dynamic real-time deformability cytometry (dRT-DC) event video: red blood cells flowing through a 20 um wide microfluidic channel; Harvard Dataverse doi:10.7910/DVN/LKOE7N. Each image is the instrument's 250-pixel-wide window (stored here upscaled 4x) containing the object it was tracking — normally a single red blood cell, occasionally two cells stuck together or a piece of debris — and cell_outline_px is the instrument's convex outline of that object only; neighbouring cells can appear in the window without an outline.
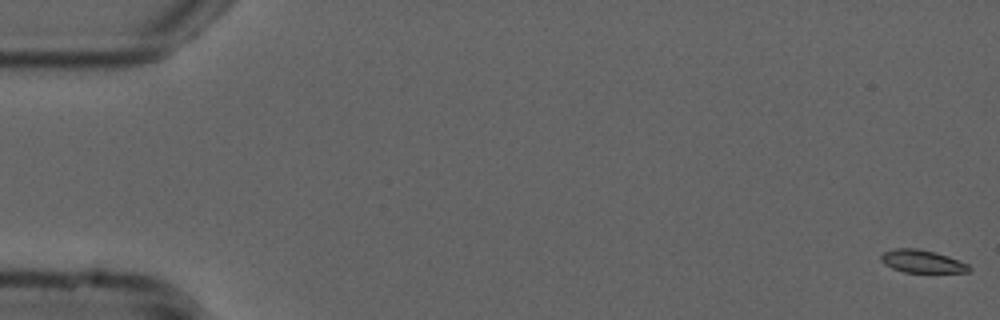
{"species": "common noctule bat (a hibernating species)", "species_latin": "Nyctalus noctula", "temperature_condition": "cold", "stored_images_in_passage": 56, "camera_frame_rate_fps": 3000, "um_per_image_px": 0.085, "animal": {"sex": "male", "forearm_length_mm": 52.5}, "frame": {"image": 1, "passage_image": 1, "time_ms": 0.0, "image_size_px": [1000, 320], "cell_outline_px": [[972, 268], [968, 272], [904, 272], [892, 268], [884, 264], [880, 260], [880, 256], [884, 252], [896, 248], [916, 248], [936, 252], [948, 256], [968, 264]], "centroid_in_image_um": [78.37, 22.21], "position_along_channel_um": 6.6, "area_um2": 11.68}}
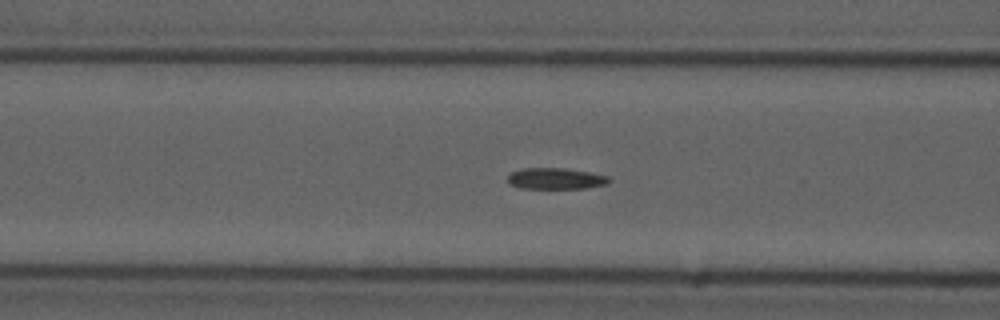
{"frame": {"image": 2, "passage_image": 22, "time_ms": 7.0, "image_size_px": [1000, 320], "cell_outline_px": [[612, 180], [608, 184], [588, 188], [520, 188], [508, 184], [508, 176], [512, 172], [524, 168], [564, 168], [588, 172], [608, 176]], "centroid_in_image_um": [47.25, 15.18], "position_along_channel_um": 119.3, "area_um2": 12.54}}
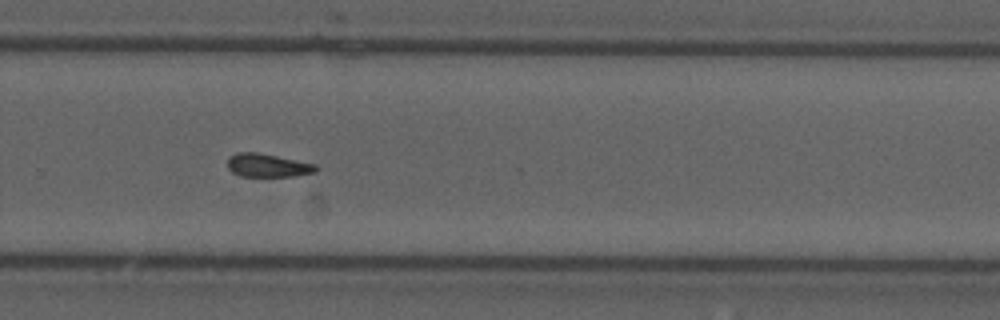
{"frame": {"image": 3, "passage_image": 37, "time_ms": 12.0, "image_size_px": [1000, 320], "cell_outline_px": [[320, 168], [316, 172], [292, 176], [240, 176], [232, 172], [228, 168], [228, 156], [236, 152], [260, 152], [316, 164]], "centroid_in_image_um": [22.76, 14.04], "position_along_channel_um": 307.0, "area_um2": 12.2}}